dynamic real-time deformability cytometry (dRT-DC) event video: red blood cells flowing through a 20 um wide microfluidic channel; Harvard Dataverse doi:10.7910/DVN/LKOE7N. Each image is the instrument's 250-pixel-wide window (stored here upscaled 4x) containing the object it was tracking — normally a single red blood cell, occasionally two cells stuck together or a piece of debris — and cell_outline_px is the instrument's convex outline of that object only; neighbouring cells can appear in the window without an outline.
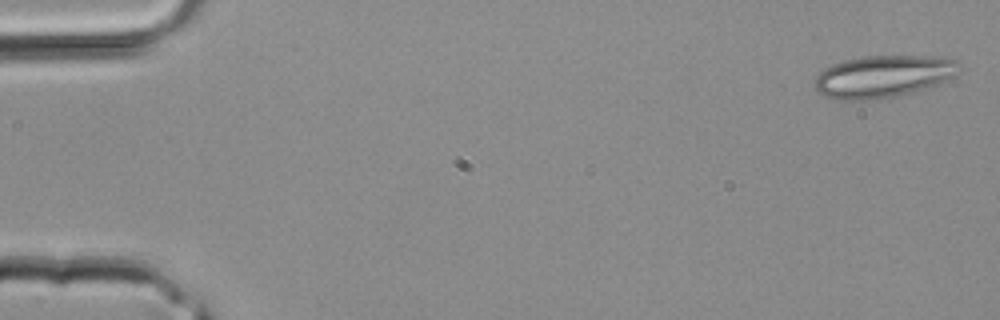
{"species": "common noctule bat (a hibernating species)", "species_latin": "Nyctalus noctula", "temperature_condition": "room temperature", "stored_images_in_passage": 3, "segment_of_instrument_passage": [2, 2], "camera_frame_rate_fps": 3000, "um_per_image_px": 0.085, "animal": {"sex": "male", "body_mass_g": 20.4}, "frame": {"image": 1, "passage_image": 3, "time_ms": 0.667, "image_size_px": [1000, 320], "cell_outline_px": [[964, 68], [960, 72], [936, 84], [912, 92], [896, 96], [876, 100], [836, 100], [824, 96], [816, 92], [816, 76], [824, 68], [832, 64], [844, 60], [864, 56], [936, 56], [960, 60]], "centroid_in_image_um": [75.09, 6.49], "position_along_channel_um": 9.9, "area_um2": 35.89}}